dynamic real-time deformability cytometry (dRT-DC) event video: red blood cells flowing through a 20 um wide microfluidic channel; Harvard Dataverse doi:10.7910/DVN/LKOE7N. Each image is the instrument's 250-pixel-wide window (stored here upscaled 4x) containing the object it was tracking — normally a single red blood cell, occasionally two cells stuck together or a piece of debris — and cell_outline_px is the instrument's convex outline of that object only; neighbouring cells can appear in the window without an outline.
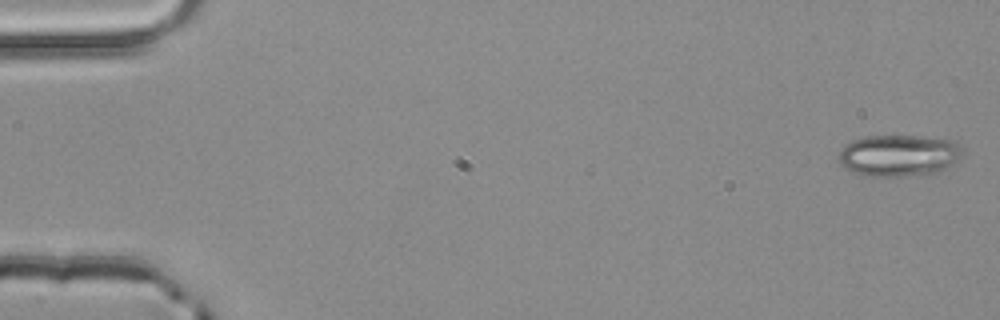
{"species": "common noctule bat (a hibernating species)", "species_latin": "Nyctalus noctula", "temperature_condition": "room temperature", "stored_images_in_passage": 4, "camera_frame_rate_fps": 3000, "um_per_image_px": 0.085, "animal": {"sex": "male", "body_mass_g": 20.4}, "frame": {"image": 1, "passage_image": 1, "time_ms": 0.0, "image_size_px": [1000, 320], "cell_outline_px": [[964, 152], [952, 164], [940, 172], [904, 176], [868, 176], [844, 168], [840, 164], [840, 152], [844, 144], [852, 140], [868, 136], [916, 136], [952, 140]], "centroid_in_image_um": [76.38, 13.21], "position_along_channel_um": 8.6, "area_um2": 29.77}}